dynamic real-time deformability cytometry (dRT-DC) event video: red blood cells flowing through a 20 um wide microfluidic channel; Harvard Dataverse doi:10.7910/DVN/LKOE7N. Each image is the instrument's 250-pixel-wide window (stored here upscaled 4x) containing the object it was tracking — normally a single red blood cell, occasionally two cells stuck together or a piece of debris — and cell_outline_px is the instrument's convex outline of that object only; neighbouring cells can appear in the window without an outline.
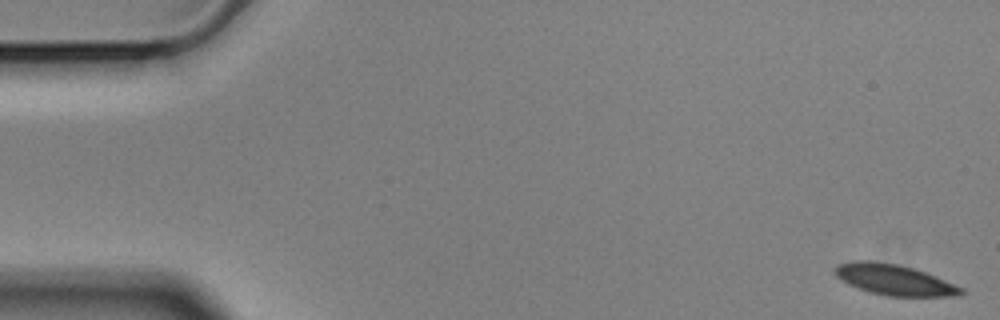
{"species": "Egyptian fruit bat (a non-hibernating species)", "species_latin": "Rousettus aegyptiacus", "temperature_condition": "cold", "stored_images_in_passage": 58, "camera_frame_rate_fps": 3000, "um_per_image_px": 0.085, "animal": {"sex": "male"}, "frame": {"image": 1, "passage_image": 1, "time_ms": 0.0, "image_size_px": [1000, 320], "cell_outline_px": [[964, 292], [960, 296], [888, 296], [868, 292], [848, 284], [836, 276], [836, 268], [840, 264], [852, 260], [872, 260], [896, 264], [912, 268], [936, 276], [964, 288]], "centroid_in_image_um": [76.03, 23.78], "position_along_channel_um": 9.0, "area_um2": 22.48}}
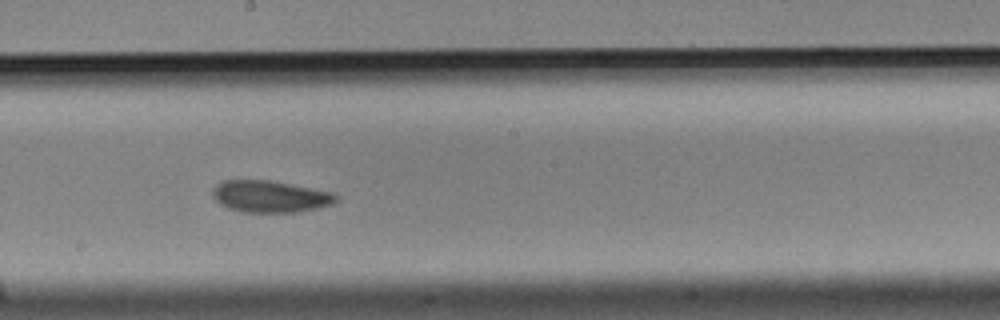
{"frame": {"image": 2, "passage_image": 31, "time_ms": 10.0, "image_size_px": [1000, 320], "cell_outline_px": [[340, 196], [332, 204], [316, 208], [296, 212], [244, 212], [228, 208], [220, 204], [212, 196], [212, 188], [220, 180], [268, 180], [336, 192]], "centroid_in_image_um": [22.96, 16.69], "position_along_channel_um": 225.2, "area_um2": 23.06}}
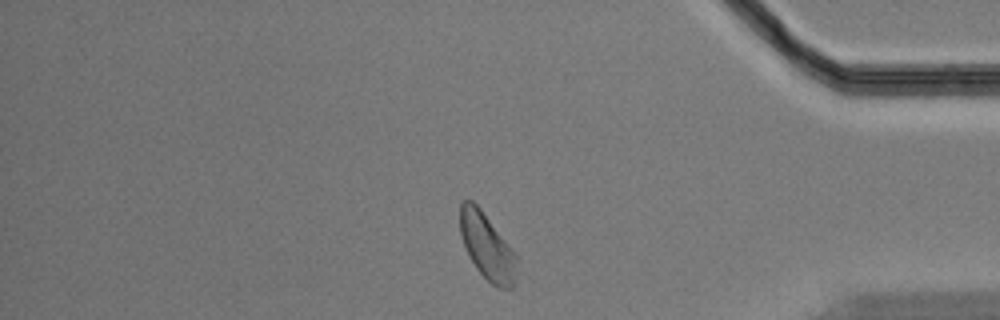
{"frame": {"image": 3, "passage_image": 48, "time_ms": 15.667, "image_size_px": [1000, 320], "cell_outline_px": [[516, 284], [512, 288], [500, 288], [492, 284], [476, 268], [468, 256], [460, 232], [460, 204], [464, 200], [472, 200], [480, 208], [516, 252]], "centroid_in_image_um": [41.42, 20.96], "position_along_channel_um": 393.8, "area_um2": 21.91}, "authors_computed_cell_mechanics": {"area_um2": 22.8021, "velocity_mm_per_s": 3.4659, "shape_relaxation_time_tau1_ms": 4.0531, "shape_relaxation_time_tau2_ms": 8.2258, "deformation_change_tau1": 0.0835, "deformation_change_tau2": 0.1404}}